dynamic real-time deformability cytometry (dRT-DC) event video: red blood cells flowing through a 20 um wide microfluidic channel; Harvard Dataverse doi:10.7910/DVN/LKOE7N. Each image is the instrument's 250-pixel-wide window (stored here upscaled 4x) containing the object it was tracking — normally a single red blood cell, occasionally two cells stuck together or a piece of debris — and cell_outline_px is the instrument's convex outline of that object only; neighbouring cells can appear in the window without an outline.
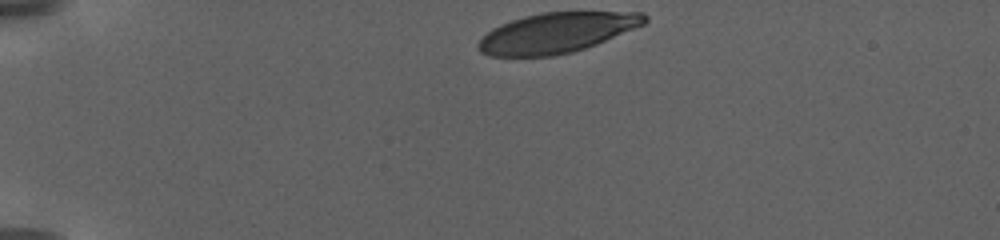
{"species": "human", "species_latin": "Homo sapiens", "temperature_condition": "warm", "stored_images_in_passage": 41, "camera_frame_rate_fps": 3000, "um_per_image_px": 0.085, "donor": {"sex": "female"}, "frame": {"image": 1, "passage_image": 1, "time_ms": 0.0, "image_size_px": [1000, 240], "cell_outline_px": [[648, 20], [644, 24], [596, 44], [572, 52], [552, 56], [488, 56], [480, 52], [476, 48], [476, 44], [492, 28], [500, 24], [524, 16], [540, 12], [644, 12], [648, 16]], "centroid_in_image_um": [47.3, 2.78], "position_along_channel_um": 37.7, "area_um2": 38.84}}
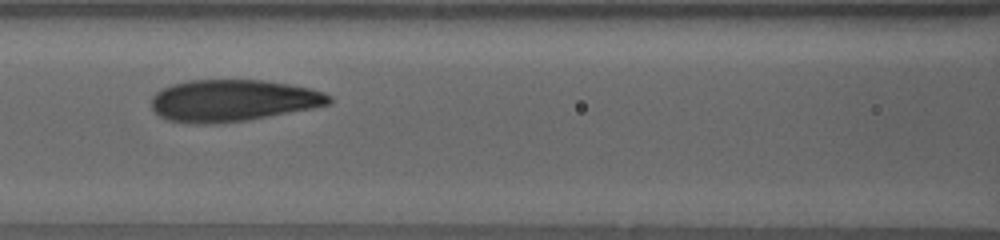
{"frame": {"image": 2, "passage_image": 16, "time_ms": 6.0, "image_size_px": [1000, 240], "cell_outline_px": [[332, 100], [328, 104], [312, 108], [248, 120], [216, 124], [192, 124], [168, 120], [160, 116], [152, 108], [152, 96], [160, 88], [172, 84], [188, 80], [260, 80], [288, 84], [308, 88], [332, 96]], "centroid_in_image_um": [19.73, 8.55], "position_along_channel_um": 146.9, "area_um2": 43.23}}
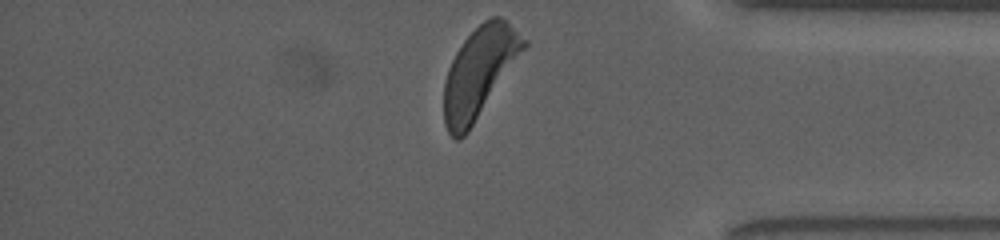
{"frame": {"image": 3, "passage_image": 41, "time_ms": 15.0, "image_size_px": [1000, 240], "cell_outline_px": [[528, 44], [468, 132], [460, 140], [456, 140], [448, 132], [444, 124], [444, 84], [452, 60], [456, 52], [464, 40], [484, 20], [492, 16], [500, 16], [528, 40]], "centroid_in_image_um": [40.74, 6.15], "position_along_channel_um": 394.5, "area_um2": 41.21}, "authors_computed_cell_mechanics": {"area_um2": 42.8876, "velocity_mm_per_s": 2.9175, "shape_relaxation_time_tau1_ms": 3.5463, "shape_relaxation_time_tau2_ms": 1.1417, "deformation_change_tau1": 0.137, "deformation_change_tau2": 0.0677}}